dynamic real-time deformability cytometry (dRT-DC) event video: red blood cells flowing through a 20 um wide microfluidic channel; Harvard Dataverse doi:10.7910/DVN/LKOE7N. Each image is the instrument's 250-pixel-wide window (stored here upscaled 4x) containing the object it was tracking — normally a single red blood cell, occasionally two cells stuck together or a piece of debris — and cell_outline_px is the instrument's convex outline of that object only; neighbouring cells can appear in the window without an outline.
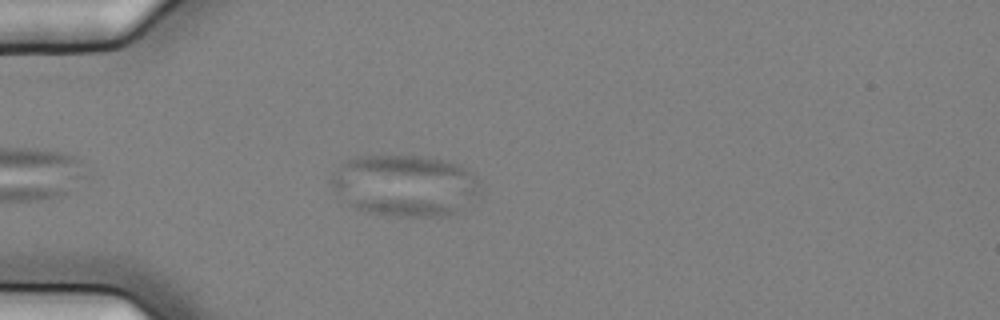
{"species": "common noctule bat (a hibernating species)", "species_latin": "Nyctalus noctula", "temperature_condition": "cold", "stored_images_in_passage": 40, "camera_frame_rate_fps": 3000, "um_per_image_px": 0.085, "animal": {"sex": "female", "body_mass_g": 25.1}, "frame": {"image": 1, "passage_image": 4, "time_ms": 1.0, "image_size_px": [1000, 320], "cell_outline_px": [[476, 192], [464, 208], [460, 212], [448, 216], [400, 216], [368, 212], [356, 208], [348, 204], [336, 196], [332, 188], [332, 176], [340, 164], [356, 156], [420, 156], [444, 160], [460, 164], [476, 176]], "centroid_in_image_um": [34.37, 15.77], "position_along_channel_um": 50.6, "area_um2": 53.12}}
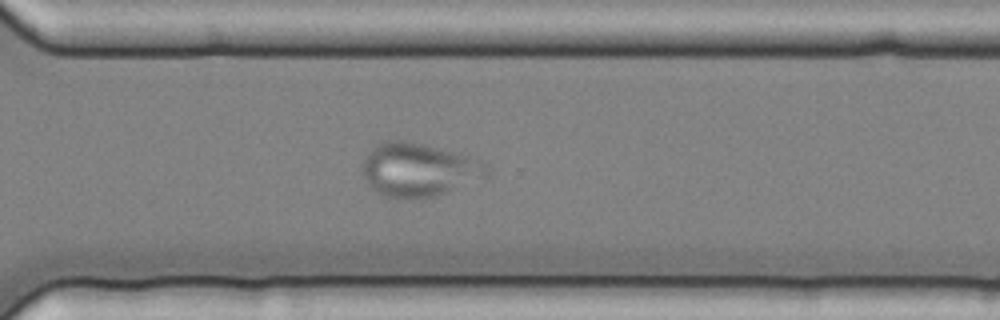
{"frame": {"image": 2, "passage_image": 29, "time_ms": 9.333, "image_size_px": [1000, 320], "cell_outline_px": [[488, 176], [436, 196], [388, 196], [376, 192], [364, 180], [360, 172], [364, 160], [368, 152], [376, 144], [388, 140], [404, 140], [484, 160], [488, 164]], "centroid_in_image_um": [35.57, 14.4], "position_along_channel_um": 335.0, "area_um2": 38.15}}
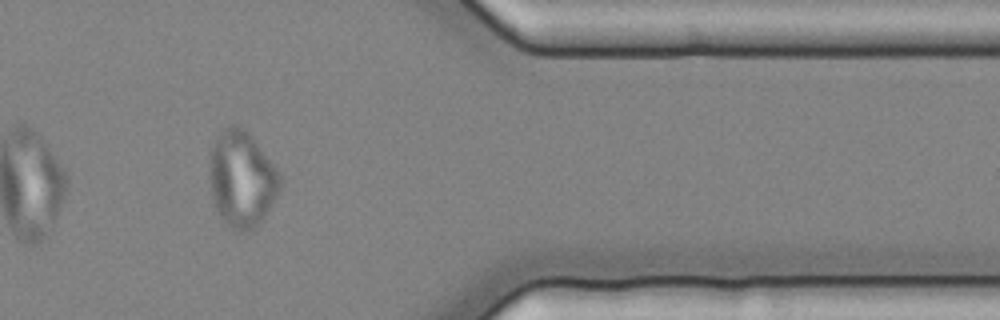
{"frame": {"image": 3, "passage_image": 35, "time_ms": 11.333, "image_size_px": [1000, 320], "cell_outline_px": [[284, 184], [260, 224], [244, 232], [232, 228], [216, 212], [212, 200], [208, 172], [208, 156], [212, 144], [220, 132], [224, 128], [232, 124], [240, 124], [252, 136], [280, 172], [284, 180]], "centroid_in_image_um": [20.55, 15.18], "position_along_channel_um": 390.9, "area_um2": 40.4}}